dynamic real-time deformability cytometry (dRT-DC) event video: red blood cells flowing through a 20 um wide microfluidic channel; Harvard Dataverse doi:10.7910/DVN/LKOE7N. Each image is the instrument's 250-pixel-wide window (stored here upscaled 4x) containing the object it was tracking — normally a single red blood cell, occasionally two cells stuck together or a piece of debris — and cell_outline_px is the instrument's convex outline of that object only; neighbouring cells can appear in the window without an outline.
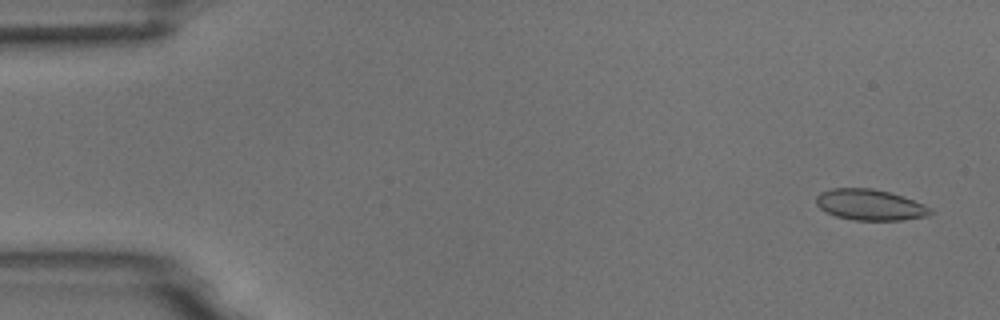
{"species": "common noctule bat (a hibernating species)", "species_latin": "Nyctalus noctula", "temperature_condition": "room temperature", "stored_images_in_passage": 5, "camera_frame_rate_fps": 3000, "um_per_image_px": 0.085, "animal": {"sex": "male", "body_mass_g": 18.8}, "frame": {"image": 1, "passage_image": 1, "time_ms": 0.0, "image_size_px": [1000, 320], "cell_outline_px": [[932, 212], [928, 216], [900, 220], [852, 220], [836, 216], [820, 208], [816, 204], [816, 196], [820, 192], [832, 188], [872, 188], [888, 192], [924, 204], [932, 208]], "centroid_in_image_um": [73.93, 17.41], "position_along_channel_um": 11.1, "area_um2": 20.46}}
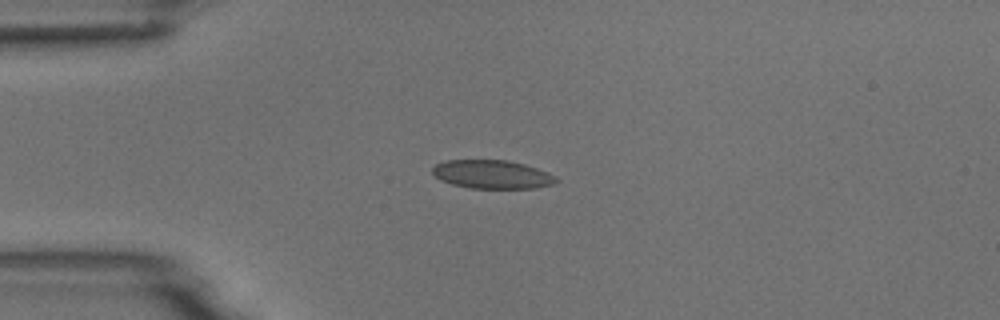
{"frame": {"image": 2, "passage_image": 4, "time_ms": 3.667, "image_size_px": [1000, 320], "cell_outline_px": [[560, 180], [552, 184], [532, 188], [468, 188], [452, 184], [440, 180], [432, 172], [432, 168], [436, 164], [444, 160], [508, 160], [524, 164], [548, 172], [556, 176]], "centroid_in_image_um": [41.82, 14.82], "position_along_channel_um": 43.2, "area_um2": 20.58}}